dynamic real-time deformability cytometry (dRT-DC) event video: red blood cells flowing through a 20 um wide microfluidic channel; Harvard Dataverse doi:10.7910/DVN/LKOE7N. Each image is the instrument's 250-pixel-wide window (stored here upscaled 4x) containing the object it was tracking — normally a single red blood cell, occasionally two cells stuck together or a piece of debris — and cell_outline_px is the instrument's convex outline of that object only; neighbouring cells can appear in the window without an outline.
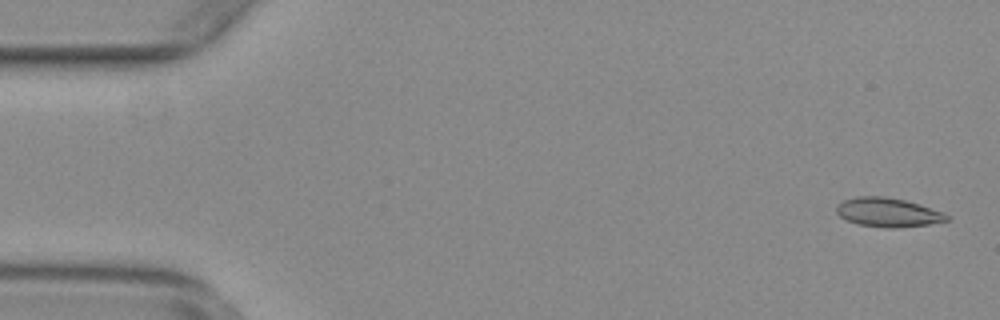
{"species": "common noctule bat (a hibernating species)", "species_latin": "Nyctalus noctula", "temperature_condition": "warm", "stored_images_in_passage": 55, "camera_frame_rate_fps": 3000, "um_per_image_px": 0.085, "animal": {"sex": "female", "body_mass_g": 29.2, "forearm_length_mm": 56.3}, "frame": {"image": 1, "passage_image": 2, "time_ms": 0.333, "image_size_px": [1000, 320], "cell_outline_px": [[948, 220], [928, 224], [896, 228], [888, 228], [860, 224], [848, 220], [840, 216], [836, 212], [836, 204], [844, 200], [856, 196], [884, 196], [904, 200], [920, 204], [940, 212], [948, 216]], "centroid_in_image_um": [75.42, 18.04], "position_along_channel_um": 9.6, "area_um2": 18.38}}
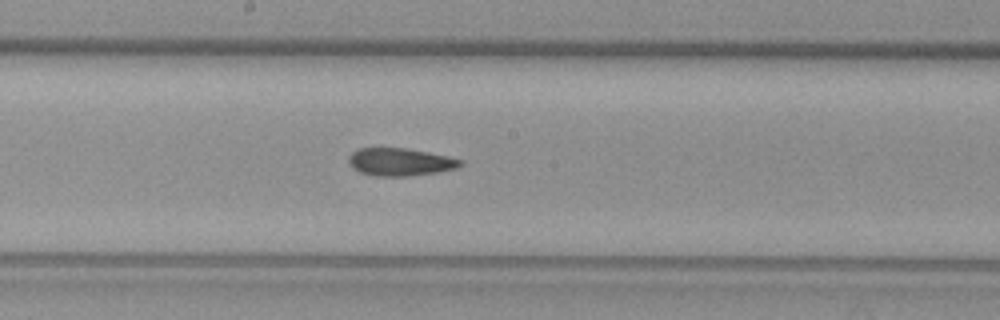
{"frame": {"image": 2, "passage_image": 29, "time_ms": 9.333, "image_size_px": [1000, 320], "cell_outline_px": [[464, 164], [456, 168], [436, 172], [408, 176], [372, 176], [360, 172], [352, 168], [348, 164], [348, 156], [352, 152], [360, 148], [404, 148], [428, 152], [448, 156], [464, 160]], "centroid_in_image_um": [33.99, 13.77], "position_along_channel_um": 214.2, "area_um2": 18.15}}
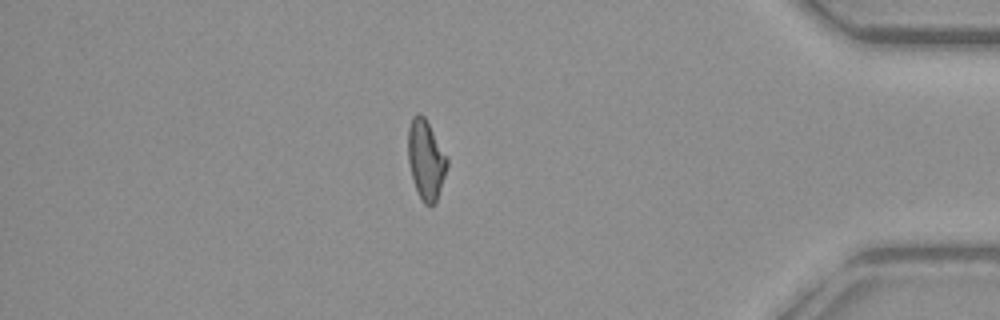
{"frame": {"image": 3, "passage_image": 47, "time_ms": 15.333, "image_size_px": [1000, 320], "cell_outline_px": [[448, 164], [436, 204], [428, 208], [424, 204], [412, 180], [408, 160], [408, 128], [412, 116], [416, 112], [420, 112], [424, 116], [448, 156]], "centroid_in_image_um": [36.21, 13.57], "position_along_channel_um": 399.0, "area_um2": 18.44}, "authors_computed_cell_mechanics": {"area_um2": 18.4382, "velocity_mm_per_s": 3.7633, "shape_relaxation_time_tau1_ms": null, "shape_relaxation_time_tau2_ms": 3.5677, "deformation_change_tau1": null, "deformation_change_tau2": 0.1143}}